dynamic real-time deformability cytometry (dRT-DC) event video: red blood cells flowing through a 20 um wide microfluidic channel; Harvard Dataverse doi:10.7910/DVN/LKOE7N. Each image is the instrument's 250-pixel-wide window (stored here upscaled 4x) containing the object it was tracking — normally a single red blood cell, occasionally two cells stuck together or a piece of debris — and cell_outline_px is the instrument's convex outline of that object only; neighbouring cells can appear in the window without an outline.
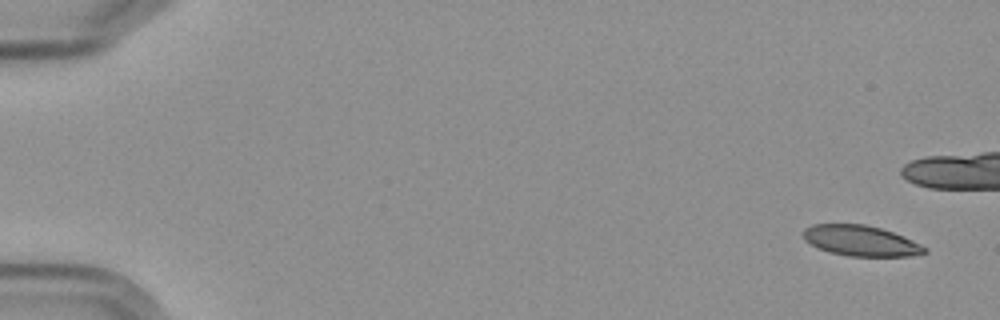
{"species": "Egyptian fruit bat (a non-hibernating species)", "species_latin": "Rousettus aegyptiacus", "temperature_condition": "cold", "stored_images_in_passage": 5, "segment_of_instrument_passage": [2, 2], "camera_frame_rate_fps": 3000, "um_per_image_px": 0.085, "frame": {"image": 1, "passage_image": 5, "time_ms": 5.333, "image_size_px": [1000, 320], "cell_outline_px": [[928, 252], [912, 256], [848, 256], [828, 252], [804, 240], [804, 228], [812, 224], [864, 224], [880, 228], [904, 236], [928, 248]], "centroid_in_image_um": [73.19, 20.46], "position_along_channel_um": 11.8, "area_um2": 21.56}}